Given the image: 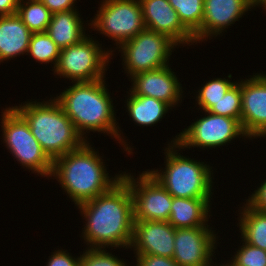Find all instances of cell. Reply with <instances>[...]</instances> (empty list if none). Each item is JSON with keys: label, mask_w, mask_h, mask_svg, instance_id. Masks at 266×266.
Returning <instances> with one entry per match:
<instances>
[{"label": "cell", "mask_w": 266, "mask_h": 266, "mask_svg": "<svg viewBox=\"0 0 266 266\" xmlns=\"http://www.w3.org/2000/svg\"><path fill=\"white\" fill-rule=\"evenodd\" d=\"M212 199L173 197L168 222L175 229L210 226Z\"/></svg>", "instance_id": "19"}, {"label": "cell", "mask_w": 266, "mask_h": 266, "mask_svg": "<svg viewBox=\"0 0 266 266\" xmlns=\"http://www.w3.org/2000/svg\"><path fill=\"white\" fill-rule=\"evenodd\" d=\"M97 14L89 21L90 29L114 41L115 49L146 29L139 0H101ZM93 19V20H92Z\"/></svg>", "instance_id": "8"}, {"label": "cell", "mask_w": 266, "mask_h": 266, "mask_svg": "<svg viewBox=\"0 0 266 266\" xmlns=\"http://www.w3.org/2000/svg\"><path fill=\"white\" fill-rule=\"evenodd\" d=\"M124 101L126 112L131 118L129 120L140 127H154L172 110L167 103L152 97L135 95L130 90L127 91Z\"/></svg>", "instance_id": "21"}, {"label": "cell", "mask_w": 266, "mask_h": 266, "mask_svg": "<svg viewBox=\"0 0 266 266\" xmlns=\"http://www.w3.org/2000/svg\"><path fill=\"white\" fill-rule=\"evenodd\" d=\"M76 207L85 220L80 237L86 248L130 249L134 229L133 197L123 179L108 192Z\"/></svg>", "instance_id": "1"}, {"label": "cell", "mask_w": 266, "mask_h": 266, "mask_svg": "<svg viewBox=\"0 0 266 266\" xmlns=\"http://www.w3.org/2000/svg\"><path fill=\"white\" fill-rule=\"evenodd\" d=\"M86 141L53 161L51 179H56L75 206L111 190L122 180L123 171L109 175L103 155Z\"/></svg>", "instance_id": "3"}, {"label": "cell", "mask_w": 266, "mask_h": 266, "mask_svg": "<svg viewBox=\"0 0 266 266\" xmlns=\"http://www.w3.org/2000/svg\"><path fill=\"white\" fill-rule=\"evenodd\" d=\"M178 143L163 148L164 169H146L173 197L211 198L214 170L207 162L183 156ZM180 151V152H179ZM182 153V154H181ZM213 191V192H212Z\"/></svg>", "instance_id": "5"}, {"label": "cell", "mask_w": 266, "mask_h": 266, "mask_svg": "<svg viewBox=\"0 0 266 266\" xmlns=\"http://www.w3.org/2000/svg\"><path fill=\"white\" fill-rule=\"evenodd\" d=\"M177 46L167 35L144 29L115 50L121 53L124 74L130 79L138 73L172 65L170 57Z\"/></svg>", "instance_id": "9"}, {"label": "cell", "mask_w": 266, "mask_h": 266, "mask_svg": "<svg viewBox=\"0 0 266 266\" xmlns=\"http://www.w3.org/2000/svg\"><path fill=\"white\" fill-rule=\"evenodd\" d=\"M135 174V175H133ZM123 172L133 197L134 221H168L173 196L147 171Z\"/></svg>", "instance_id": "11"}, {"label": "cell", "mask_w": 266, "mask_h": 266, "mask_svg": "<svg viewBox=\"0 0 266 266\" xmlns=\"http://www.w3.org/2000/svg\"><path fill=\"white\" fill-rule=\"evenodd\" d=\"M19 0H0V16L17 13Z\"/></svg>", "instance_id": "34"}, {"label": "cell", "mask_w": 266, "mask_h": 266, "mask_svg": "<svg viewBox=\"0 0 266 266\" xmlns=\"http://www.w3.org/2000/svg\"><path fill=\"white\" fill-rule=\"evenodd\" d=\"M46 266H79L80 256H73L68 250L57 249L48 257Z\"/></svg>", "instance_id": "30"}, {"label": "cell", "mask_w": 266, "mask_h": 266, "mask_svg": "<svg viewBox=\"0 0 266 266\" xmlns=\"http://www.w3.org/2000/svg\"><path fill=\"white\" fill-rule=\"evenodd\" d=\"M40 1L50 10L52 14L56 12L79 10L75 6L77 0H40Z\"/></svg>", "instance_id": "33"}, {"label": "cell", "mask_w": 266, "mask_h": 266, "mask_svg": "<svg viewBox=\"0 0 266 266\" xmlns=\"http://www.w3.org/2000/svg\"><path fill=\"white\" fill-rule=\"evenodd\" d=\"M130 80L132 86L129 90L133 94L155 98L167 103L172 109H176L184 100V87L170 65L138 73Z\"/></svg>", "instance_id": "14"}, {"label": "cell", "mask_w": 266, "mask_h": 266, "mask_svg": "<svg viewBox=\"0 0 266 266\" xmlns=\"http://www.w3.org/2000/svg\"><path fill=\"white\" fill-rule=\"evenodd\" d=\"M22 103L13 107L28 122L31 133L52 161L86 142L52 95L46 101Z\"/></svg>", "instance_id": "4"}, {"label": "cell", "mask_w": 266, "mask_h": 266, "mask_svg": "<svg viewBox=\"0 0 266 266\" xmlns=\"http://www.w3.org/2000/svg\"><path fill=\"white\" fill-rule=\"evenodd\" d=\"M183 26L194 36L195 45L201 42L204 0H168Z\"/></svg>", "instance_id": "23"}, {"label": "cell", "mask_w": 266, "mask_h": 266, "mask_svg": "<svg viewBox=\"0 0 266 266\" xmlns=\"http://www.w3.org/2000/svg\"><path fill=\"white\" fill-rule=\"evenodd\" d=\"M242 245L234 252L227 262L231 266H266V251L252 246L245 242L241 237Z\"/></svg>", "instance_id": "28"}, {"label": "cell", "mask_w": 266, "mask_h": 266, "mask_svg": "<svg viewBox=\"0 0 266 266\" xmlns=\"http://www.w3.org/2000/svg\"><path fill=\"white\" fill-rule=\"evenodd\" d=\"M200 113L205 115L195 119L191 125L184 128L167 143H178L182 151L192 147L193 149L197 147L203 150H212L216 147L226 146V144L229 145L236 138L238 140L239 137L249 139L238 119L216 115L209 111H201Z\"/></svg>", "instance_id": "10"}, {"label": "cell", "mask_w": 266, "mask_h": 266, "mask_svg": "<svg viewBox=\"0 0 266 266\" xmlns=\"http://www.w3.org/2000/svg\"><path fill=\"white\" fill-rule=\"evenodd\" d=\"M1 113L3 146L25 170L51 179L53 161L42 150L25 118L13 106L3 108Z\"/></svg>", "instance_id": "6"}, {"label": "cell", "mask_w": 266, "mask_h": 266, "mask_svg": "<svg viewBox=\"0 0 266 266\" xmlns=\"http://www.w3.org/2000/svg\"><path fill=\"white\" fill-rule=\"evenodd\" d=\"M260 186L256 187L253 193L244 199L245 202L254 210L266 214V179H263Z\"/></svg>", "instance_id": "31"}, {"label": "cell", "mask_w": 266, "mask_h": 266, "mask_svg": "<svg viewBox=\"0 0 266 266\" xmlns=\"http://www.w3.org/2000/svg\"><path fill=\"white\" fill-rule=\"evenodd\" d=\"M79 252L81 255L79 266H129V262L120 259V257L112 255V252L106 248H85Z\"/></svg>", "instance_id": "29"}, {"label": "cell", "mask_w": 266, "mask_h": 266, "mask_svg": "<svg viewBox=\"0 0 266 266\" xmlns=\"http://www.w3.org/2000/svg\"><path fill=\"white\" fill-rule=\"evenodd\" d=\"M112 47L103 48L91 35L75 45L60 49L58 62L52 73L54 76L72 82H92L106 78L110 67Z\"/></svg>", "instance_id": "7"}, {"label": "cell", "mask_w": 266, "mask_h": 266, "mask_svg": "<svg viewBox=\"0 0 266 266\" xmlns=\"http://www.w3.org/2000/svg\"><path fill=\"white\" fill-rule=\"evenodd\" d=\"M145 27L167 35L178 47L194 45V36L183 26L168 0H139Z\"/></svg>", "instance_id": "15"}, {"label": "cell", "mask_w": 266, "mask_h": 266, "mask_svg": "<svg viewBox=\"0 0 266 266\" xmlns=\"http://www.w3.org/2000/svg\"><path fill=\"white\" fill-rule=\"evenodd\" d=\"M249 77L241 79V125L249 141H253L266 136V73Z\"/></svg>", "instance_id": "13"}, {"label": "cell", "mask_w": 266, "mask_h": 266, "mask_svg": "<svg viewBox=\"0 0 266 266\" xmlns=\"http://www.w3.org/2000/svg\"><path fill=\"white\" fill-rule=\"evenodd\" d=\"M136 266H179L172 258L155 255H134Z\"/></svg>", "instance_id": "32"}, {"label": "cell", "mask_w": 266, "mask_h": 266, "mask_svg": "<svg viewBox=\"0 0 266 266\" xmlns=\"http://www.w3.org/2000/svg\"><path fill=\"white\" fill-rule=\"evenodd\" d=\"M241 78L209 110L210 113L238 119L241 122Z\"/></svg>", "instance_id": "27"}, {"label": "cell", "mask_w": 266, "mask_h": 266, "mask_svg": "<svg viewBox=\"0 0 266 266\" xmlns=\"http://www.w3.org/2000/svg\"><path fill=\"white\" fill-rule=\"evenodd\" d=\"M175 228L168 221H134L130 250L135 255L173 258Z\"/></svg>", "instance_id": "16"}, {"label": "cell", "mask_w": 266, "mask_h": 266, "mask_svg": "<svg viewBox=\"0 0 266 266\" xmlns=\"http://www.w3.org/2000/svg\"><path fill=\"white\" fill-rule=\"evenodd\" d=\"M252 9L255 10L251 0H204L201 43L222 36Z\"/></svg>", "instance_id": "17"}, {"label": "cell", "mask_w": 266, "mask_h": 266, "mask_svg": "<svg viewBox=\"0 0 266 266\" xmlns=\"http://www.w3.org/2000/svg\"><path fill=\"white\" fill-rule=\"evenodd\" d=\"M16 14L32 33L46 32L52 16L40 0H19Z\"/></svg>", "instance_id": "24"}, {"label": "cell", "mask_w": 266, "mask_h": 266, "mask_svg": "<svg viewBox=\"0 0 266 266\" xmlns=\"http://www.w3.org/2000/svg\"><path fill=\"white\" fill-rule=\"evenodd\" d=\"M208 266H231L228 262L225 264V263H222L221 262V264L220 263H214V261H212Z\"/></svg>", "instance_id": "36"}, {"label": "cell", "mask_w": 266, "mask_h": 266, "mask_svg": "<svg viewBox=\"0 0 266 266\" xmlns=\"http://www.w3.org/2000/svg\"><path fill=\"white\" fill-rule=\"evenodd\" d=\"M31 35L17 14L0 16V64L27 55Z\"/></svg>", "instance_id": "18"}, {"label": "cell", "mask_w": 266, "mask_h": 266, "mask_svg": "<svg viewBox=\"0 0 266 266\" xmlns=\"http://www.w3.org/2000/svg\"><path fill=\"white\" fill-rule=\"evenodd\" d=\"M239 206L236 216L237 227L239 226L240 237L248 244L266 251V214L254 210L246 202Z\"/></svg>", "instance_id": "22"}, {"label": "cell", "mask_w": 266, "mask_h": 266, "mask_svg": "<svg viewBox=\"0 0 266 266\" xmlns=\"http://www.w3.org/2000/svg\"><path fill=\"white\" fill-rule=\"evenodd\" d=\"M27 55L39 64H49L54 69L60 55V48L46 32L32 33Z\"/></svg>", "instance_id": "26"}, {"label": "cell", "mask_w": 266, "mask_h": 266, "mask_svg": "<svg viewBox=\"0 0 266 266\" xmlns=\"http://www.w3.org/2000/svg\"><path fill=\"white\" fill-rule=\"evenodd\" d=\"M212 226L175 229L173 260L179 266H208L217 259L215 250L220 244ZM213 257V258H212Z\"/></svg>", "instance_id": "12"}, {"label": "cell", "mask_w": 266, "mask_h": 266, "mask_svg": "<svg viewBox=\"0 0 266 266\" xmlns=\"http://www.w3.org/2000/svg\"><path fill=\"white\" fill-rule=\"evenodd\" d=\"M251 3L253 7L255 8L262 7L263 10L266 11V0H251Z\"/></svg>", "instance_id": "35"}, {"label": "cell", "mask_w": 266, "mask_h": 266, "mask_svg": "<svg viewBox=\"0 0 266 266\" xmlns=\"http://www.w3.org/2000/svg\"><path fill=\"white\" fill-rule=\"evenodd\" d=\"M227 78H212L211 80L206 81L205 84H202V87H199V90L195 91V103L196 108L199 112L200 111H209L216 102H218L223 95L237 82L231 81L232 74H228L225 76ZM231 79V80H230Z\"/></svg>", "instance_id": "25"}, {"label": "cell", "mask_w": 266, "mask_h": 266, "mask_svg": "<svg viewBox=\"0 0 266 266\" xmlns=\"http://www.w3.org/2000/svg\"><path fill=\"white\" fill-rule=\"evenodd\" d=\"M106 79L72 82V85L53 97L86 141H90L88 133L100 132L112 139L115 138L124 152L132 155L134 146L128 144V139L125 140L126 136H123V131L119 127L116 106L113 105L114 98H111Z\"/></svg>", "instance_id": "2"}, {"label": "cell", "mask_w": 266, "mask_h": 266, "mask_svg": "<svg viewBox=\"0 0 266 266\" xmlns=\"http://www.w3.org/2000/svg\"><path fill=\"white\" fill-rule=\"evenodd\" d=\"M85 22L90 21H83V16L81 18L78 10L56 12L51 16L46 33L60 49H63L79 43L89 35L86 28H90V23Z\"/></svg>", "instance_id": "20"}]
</instances>
